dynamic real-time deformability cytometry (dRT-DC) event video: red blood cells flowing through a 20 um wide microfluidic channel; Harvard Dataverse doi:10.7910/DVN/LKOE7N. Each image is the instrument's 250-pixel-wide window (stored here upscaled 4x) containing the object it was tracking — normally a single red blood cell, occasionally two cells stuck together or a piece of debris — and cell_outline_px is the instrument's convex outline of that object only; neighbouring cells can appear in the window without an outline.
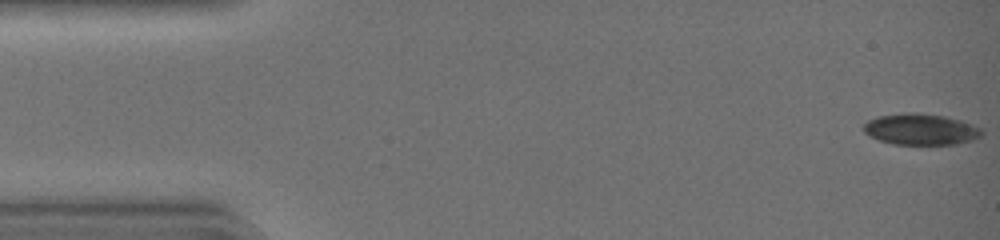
{"species": "common noctule bat (a hibernating species)", "species_latin": "Nyctalus noctula", "temperature_condition": "warm", "stored_images_in_passage": 44, "camera_frame_rate_fps": 3000, "um_per_image_px": 0.085, "animal": {"sex": "female", "body_mass_g": 19.0, "forearm_length_mm": 51.5}, "frame": {"image": 1, "passage_image": 1, "time_ms": 0.0, "image_size_px": [1000, 240], "cell_outline_px": [[980, 136], [968, 140], [952, 144], [896, 144], [880, 140], [864, 132], [864, 124], [868, 120], [880, 116], [940, 116], [960, 120], [976, 128], [980, 132]], "centroid_in_image_um": [78.21, 11.05], "position_along_channel_um": 6.8, "area_um2": 19.59}}
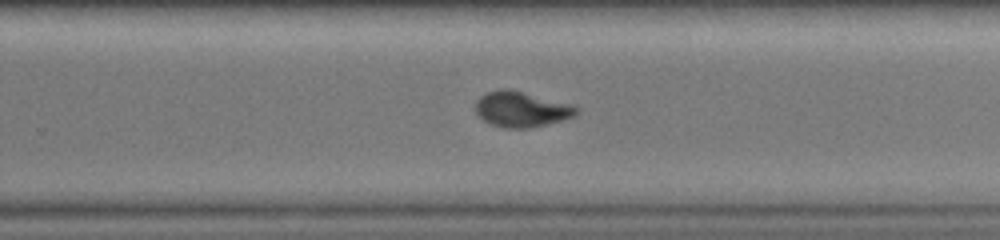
{"frame": {"image": 2, "passage_image": 29, "time_ms": 9.333, "image_size_px": [1000, 240], "cell_outline_px": [[580, 108], [576, 116], [528, 128], [504, 128], [492, 124], [484, 120], [476, 112], [476, 100], [480, 96], [488, 92], [500, 88], [508, 88], [572, 104]], "centroid_in_image_um": [44.33, 9.27], "position_along_channel_um": 285.5, "area_um2": 20.75}}
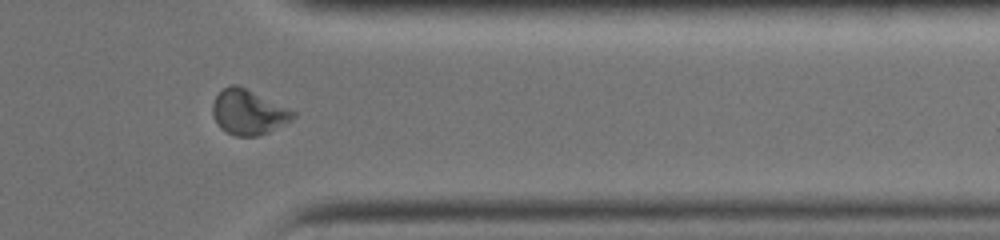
{"frame": {"image": 3, "passage_image": 36, "time_ms": 11.667, "image_size_px": [1000, 240], "cell_outline_px": [[296, 116], [292, 120], [268, 132], [256, 136], [236, 136], [220, 128], [212, 112], [212, 104], [216, 96], [228, 84], [240, 84], [296, 112]], "centroid_in_image_um": [21.11, 9.51], "position_along_channel_um": 390.3, "area_um2": 21.1}}